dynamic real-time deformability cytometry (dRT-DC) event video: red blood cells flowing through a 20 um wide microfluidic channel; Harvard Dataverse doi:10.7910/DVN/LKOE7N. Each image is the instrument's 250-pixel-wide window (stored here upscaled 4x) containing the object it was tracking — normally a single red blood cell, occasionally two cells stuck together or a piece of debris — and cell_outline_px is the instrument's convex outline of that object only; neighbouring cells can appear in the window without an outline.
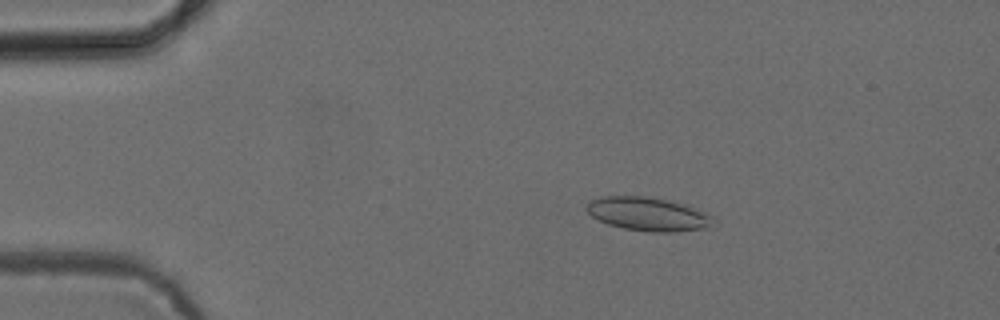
{"species": "common noctule bat (a hibernating species)", "species_latin": "Nyctalus noctula", "temperature_condition": "cold", "stored_images_in_passage": 53, "camera_frame_rate_fps": 3000, "um_per_image_px": 0.085, "animal": {"sex": "female", "body_mass_g": 24.6, "forearm_length_mm": 56.2}, "frame": {"image": 1, "passage_image": 10, "time_ms": 3.0, "image_size_px": [1000, 320], "cell_outline_px": [[712, 216], [708, 228], [672, 232], [648, 232], [624, 228], [608, 224], [592, 216], [584, 208], [592, 200], [600, 196], [644, 196], [668, 200], [684, 204], [696, 208]], "centroid_in_image_um": [55.05, 18.19], "position_along_channel_um": 30.0, "area_um2": 24.57}}
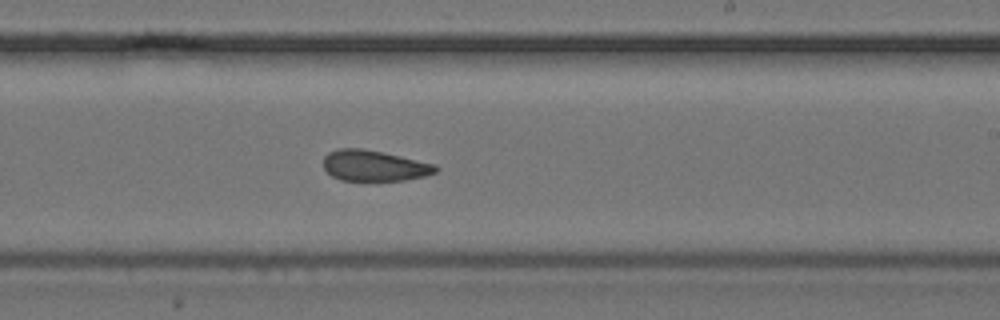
{"frame": {"image": 2, "passage_image": 32, "time_ms": 10.333, "image_size_px": [1000, 320], "cell_outline_px": [[440, 168], [436, 172], [424, 176], [404, 180], [340, 180], [332, 176], [324, 168], [324, 156], [328, 152], [340, 148], [360, 148], [400, 156], [436, 164]], "centroid_in_image_um": [31.81, 14.08], "position_along_channel_um": 257.2, "area_um2": 20.0}}
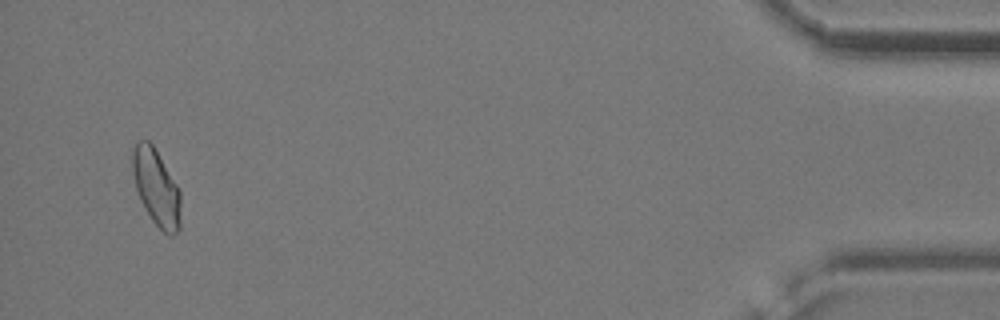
{"frame": {"image": 3, "passage_image": 51, "time_ms": 16.667, "image_size_px": [1000, 320], "cell_outline_px": [[180, 228], [172, 236], [168, 236], [152, 220], [140, 200], [136, 188], [132, 172], [132, 148], [136, 140], [148, 140], [152, 144], [180, 188]], "centroid_in_image_um": [13.28, 15.92], "position_along_channel_um": 421.9, "area_um2": 21.62}, "authors_computed_cell_mechanics": {"area_um2": 21.2704, "velocity_mm_per_s": 3.877, "shape_relaxation_time_tau1_ms": null, "shape_relaxation_time_tau2_ms": 2.7424, "deformation_change_tau1": null, "deformation_change_tau2": 0.0931}}